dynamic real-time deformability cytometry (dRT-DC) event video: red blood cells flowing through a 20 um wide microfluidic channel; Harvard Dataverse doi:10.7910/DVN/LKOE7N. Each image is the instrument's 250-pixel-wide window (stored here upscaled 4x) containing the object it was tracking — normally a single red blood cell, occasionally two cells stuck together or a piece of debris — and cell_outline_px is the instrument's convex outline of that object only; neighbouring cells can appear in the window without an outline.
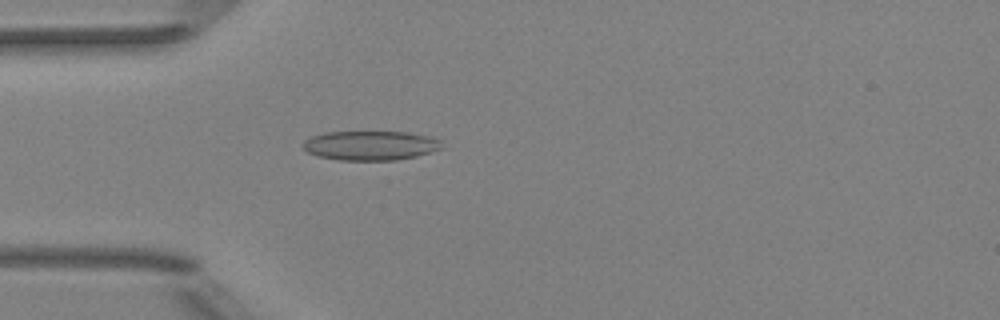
{"species": "Egyptian fruit bat (a non-hibernating species)", "species_latin": "Rousettus aegyptiacus", "temperature_condition": "room temperature", "stored_images_in_passage": 4, "camera_frame_rate_fps": 3000, "um_per_image_px": 0.085, "animal": {"sex": "female"}, "frame": {"image": 1, "passage_image": 4, "time_ms": 4.333, "image_size_px": [1000, 320], "cell_outline_px": [[444, 148], [416, 156], [396, 160], [340, 160], [320, 156], [308, 152], [304, 148], [304, 140], [308, 136], [324, 132], [408, 132], [428, 136], [440, 140]], "centroid_in_image_um": [31.49, 12.36], "position_along_channel_um": 53.5, "area_um2": 23.76}}